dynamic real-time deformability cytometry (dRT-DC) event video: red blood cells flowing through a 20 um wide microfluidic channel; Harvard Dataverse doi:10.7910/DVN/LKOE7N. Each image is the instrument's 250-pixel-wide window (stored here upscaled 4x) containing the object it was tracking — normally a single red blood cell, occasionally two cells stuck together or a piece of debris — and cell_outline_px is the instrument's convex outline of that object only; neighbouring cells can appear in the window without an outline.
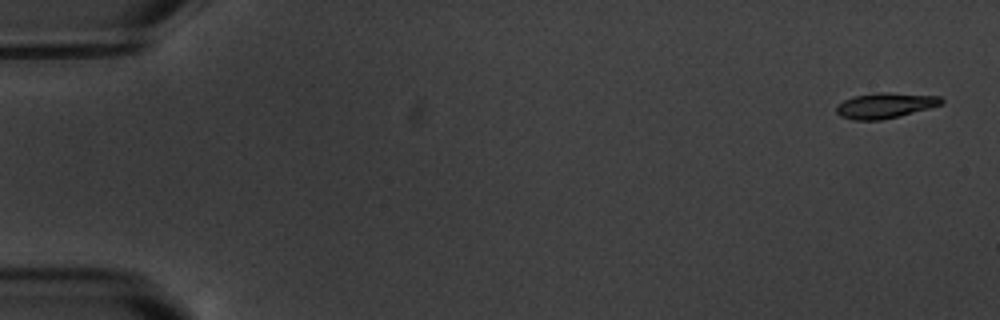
{"species": "common noctule bat (a hibernating species)", "species_latin": "Nyctalus noctula", "temperature_condition": "warm", "stored_images_in_passage": 6, "camera_frame_rate_fps": 3000, "um_per_image_px": 0.085, "animal": {"sex": "male", "body_mass_g": 20.1, "forearm_length_mm": 53.5}, "frame": {"image": 1, "passage_image": 1, "time_ms": 0.0, "image_size_px": [1000, 320], "cell_outline_px": [[944, 100], [940, 104], [928, 108], [880, 120], [852, 120], [840, 116], [836, 112], [836, 104], [852, 96], [884, 92], [888, 92], [940, 96]], "centroid_in_image_um": [75.17, 8.96], "position_along_channel_um": 9.8, "area_um2": 15.37}}
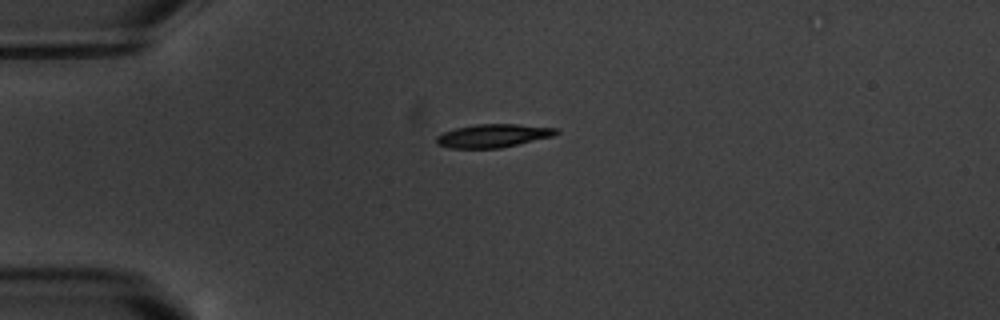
{"frame": {"image": 2, "passage_image": 4, "time_ms": 4.333, "image_size_px": [1000, 320], "cell_outline_px": [[560, 132], [552, 136], [500, 148], [448, 148], [436, 144], [436, 136], [444, 132], [456, 128], [476, 124], [516, 124], [556, 128]], "centroid_in_image_um": [41.87, 11.54], "position_along_channel_um": 43.1, "area_um2": 16.13}}